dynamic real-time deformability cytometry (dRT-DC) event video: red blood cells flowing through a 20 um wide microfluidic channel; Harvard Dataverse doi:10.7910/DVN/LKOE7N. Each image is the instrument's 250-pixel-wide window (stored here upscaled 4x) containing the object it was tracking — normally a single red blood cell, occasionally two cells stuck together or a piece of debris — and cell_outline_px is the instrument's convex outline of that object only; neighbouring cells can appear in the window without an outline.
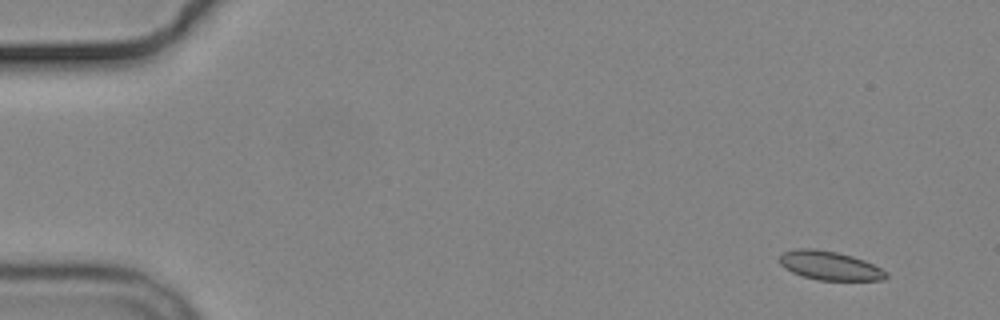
{"species": "common noctule bat (a hibernating species)", "species_latin": "Nyctalus noctula", "temperature_condition": "cold", "stored_images_in_passage": 3, "camera_frame_rate_fps": 3000, "um_per_image_px": 0.085, "animal": {"sex": "male", "body_mass_g": 19.2, "forearm_length_mm": 51.8}, "frame": {"image": 1, "passage_image": 1, "time_ms": 0.0, "image_size_px": [1000, 320], "cell_outline_px": [[888, 276], [884, 280], [816, 280], [792, 272], [784, 268], [780, 264], [780, 252], [796, 248], [812, 248], [836, 252], [852, 256], [864, 260], [888, 272]], "centroid_in_image_um": [70.5, 22.57], "position_along_channel_um": 14.5, "area_um2": 17.98}}